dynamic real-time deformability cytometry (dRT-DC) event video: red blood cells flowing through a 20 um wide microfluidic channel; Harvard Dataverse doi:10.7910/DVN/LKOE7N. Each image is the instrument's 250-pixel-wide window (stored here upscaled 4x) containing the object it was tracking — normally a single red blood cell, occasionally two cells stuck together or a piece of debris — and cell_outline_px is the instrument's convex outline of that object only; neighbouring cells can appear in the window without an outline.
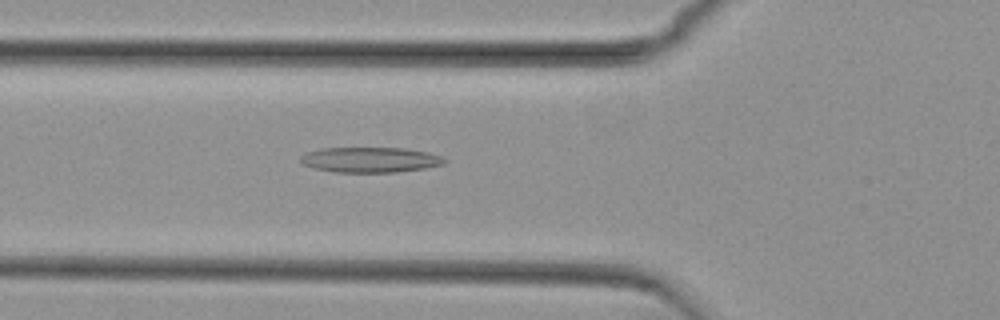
{"species": "common noctule bat (a hibernating species)", "species_latin": "Nyctalus noctula", "temperature_condition": "cold", "stored_images_in_passage": 38, "camera_frame_rate_fps": 3000, "um_per_image_px": 0.085, "animal": {"sex": "female", "body_mass_g": 29.2, "forearm_length_mm": 56.3}, "frame": {"image": 1, "passage_image": 8, "time_ms": 2.333, "image_size_px": [1000, 320], "cell_outline_px": [[448, 160], [444, 164], [424, 168], [396, 172], [332, 172], [316, 168], [304, 164], [300, 160], [300, 156], [304, 152], [320, 148], [404, 148], [428, 152], [440, 156]], "centroid_in_image_um": [31.45, 13.57], "position_along_channel_um": 94.3, "area_um2": 21.21}}
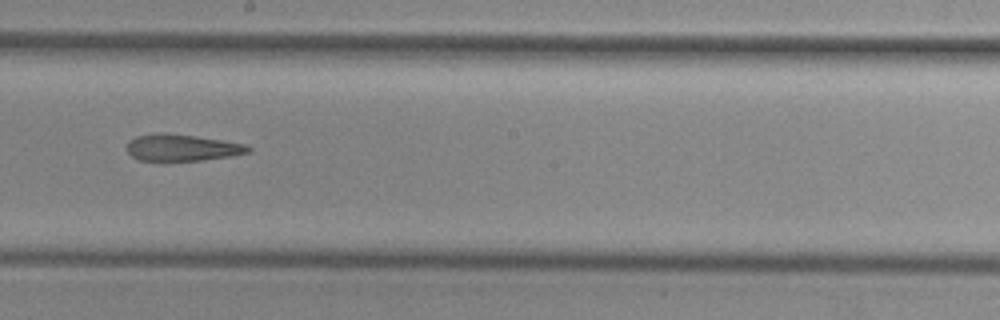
{"frame": {"image": 2, "passage_image": 19, "time_ms": 6.0, "image_size_px": [1000, 320], "cell_outline_px": [[252, 152], [232, 156], [200, 160], [140, 160], [132, 156], [124, 148], [128, 140], [136, 136], [192, 136], [220, 140], [244, 144], [252, 148]], "centroid_in_image_um": [15.51, 12.59], "position_along_channel_um": 232.7, "area_um2": 17.92}}
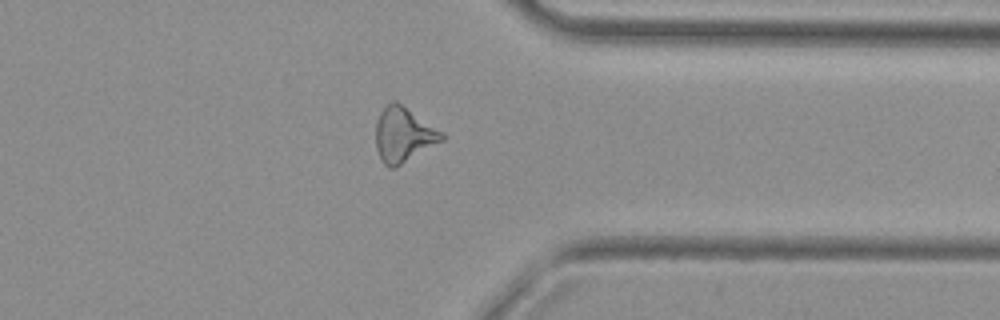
{"frame": {"image": 3, "passage_image": 31, "time_ms": 10.0, "image_size_px": [1000, 320], "cell_outline_px": [[444, 140], [396, 168], [388, 168], [380, 160], [376, 148], [376, 124], [380, 112], [392, 100], [396, 100], [444, 132]], "centroid_in_image_um": [34.3, 11.47], "position_along_channel_um": 377.1, "area_um2": 21.33}}